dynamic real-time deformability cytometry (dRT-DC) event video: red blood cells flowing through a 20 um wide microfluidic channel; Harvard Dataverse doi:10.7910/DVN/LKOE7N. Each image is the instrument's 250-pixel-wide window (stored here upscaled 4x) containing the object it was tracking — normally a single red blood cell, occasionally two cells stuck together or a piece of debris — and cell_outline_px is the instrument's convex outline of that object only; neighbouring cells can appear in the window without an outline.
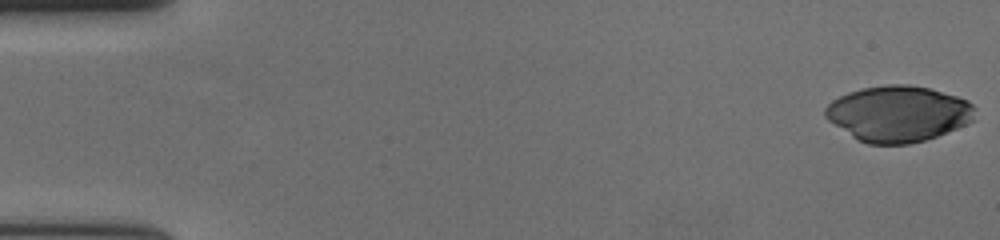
{"species": "human", "species_latin": "Homo sapiens", "temperature_condition": "cold", "stored_images_in_passage": 57, "camera_frame_rate_fps": 3000, "um_per_image_px": 0.085, "donor": {"sex": "female"}, "frame": {"image": 1, "passage_image": 1, "time_ms": 0.0, "image_size_px": [1000, 240], "cell_outline_px": [[976, 108], [972, 120], [956, 128], [936, 136], [924, 140], [908, 144], [868, 144], [856, 140], [828, 120], [824, 116], [824, 108], [832, 100], [848, 92], [860, 88], [888, 84], [908, 84], [928, 88], [956, 96], [968, 100]], "centroid_in_image_um": [76.31, 9.66], "position_along_channel_um": 8.7, "area_um2": 48.73}}
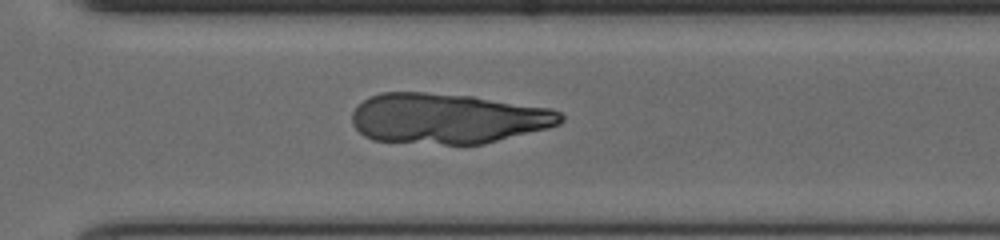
{"frame": {"image": 2, "passage_image": 41, "time_ms": 13.333, "image_size_px": [1000, 240], "cell_outline_px": [[564, 120], [560, 124], [548, 128], [484, 144], [444, 144], [372, 140], [364, 136], [352, 124], [352, 112], [368, 96], [380, 92], [424, 92], [472, 96], [548, 108], [560, 112], [564, 116]], "centroid_in_image_um": [38.04, 10.07], "position_along_channel_um": 332.6, "area_um2": 61.21}}
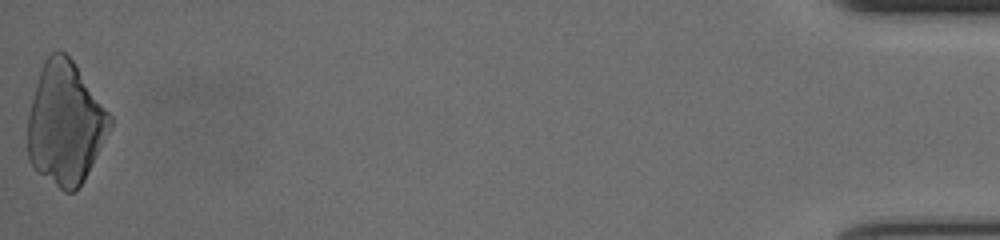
{"frame": {"image": 3, "passage_image": 57, "time_ms": 18.667, "image_size_px": [1000, 240], "cell_outline_px": [[112, 124], [84, 180], [72, 192], [64, 192], [36, 172], [28, 160], [28, 116], [36, 84], [44, 60], [56, 48], [64, 52], [72, 60], [112, 116]], "centroid_in_image_um": [5.53, 10.5], "position_along_channel_um": 429.7, "area_um2": 58.2}}